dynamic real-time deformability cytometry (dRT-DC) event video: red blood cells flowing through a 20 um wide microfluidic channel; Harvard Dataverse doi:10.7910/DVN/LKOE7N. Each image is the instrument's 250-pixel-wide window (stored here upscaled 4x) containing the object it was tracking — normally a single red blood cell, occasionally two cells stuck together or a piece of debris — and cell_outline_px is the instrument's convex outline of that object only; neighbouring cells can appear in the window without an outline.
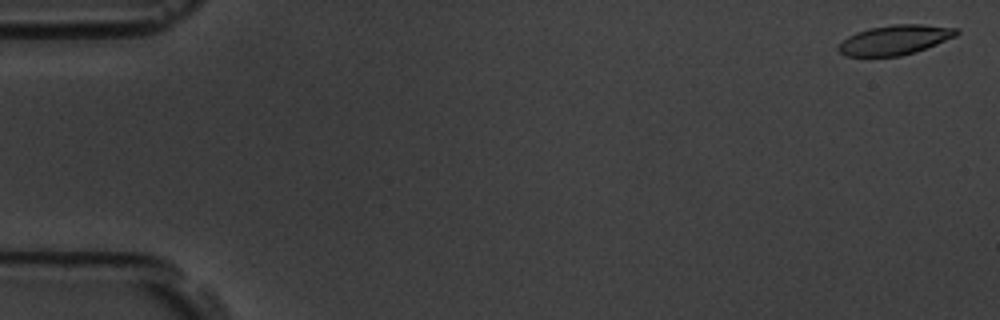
{"species": "common noctule bat (a hibernating species)", "species_latin": "Nyctalus noctula", "temperature_condition": "room temperature", "stored_images_in_passage": 58, "camera_frame_rate_fps": 3000, "um_per_image_px": 0.085, "animal": {"sex": "male", "body_mass_g": 19.5, "forearm_length_mm": 54.6}, "frame": {"image": 1, "passage_image": 2, "time_ms": 0.333, "image_size_px": [1000, 320], "cell_outline_px": [[960, 32], [956, 36], [916, 52], [900, 56], [844, 56], [836, 48], [848, 36], [856, 32], [872, 28], [892, 24], [924, 24], [960, 28]], "centroid_in_image_um": [76.1, 3.38], "position_along_channel_um": 8.9, "area_um2": 20.46}}
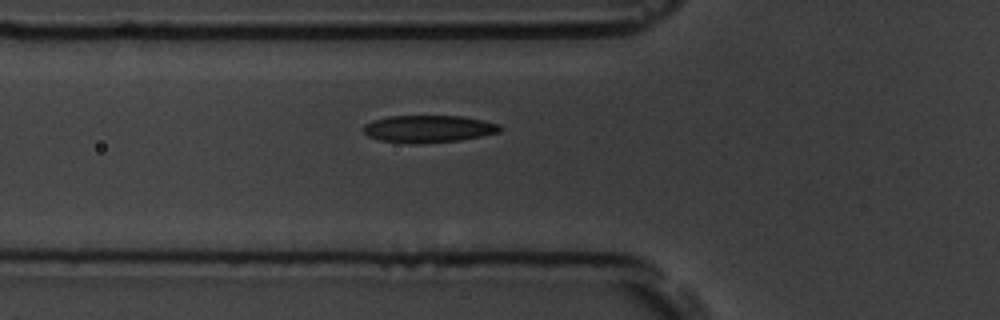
{"frame": {"image": 2, "passage_image": 21, "time_ms": 6.667, "image_size_px": [1000, 320], "cell_outline_px": [[504, 128], [500, 132], [460, 140], [416, 144], [412, 144], [380, 140], [368, 136], [364, 132], [364, 124], [372, 120], [388, 116], [464, 116], [484, 120], [500, 124]], "centroid_in_image_um": [36.44, 10.95], "position_along_channel_um": 89.4, "area_um2": 21.85}}
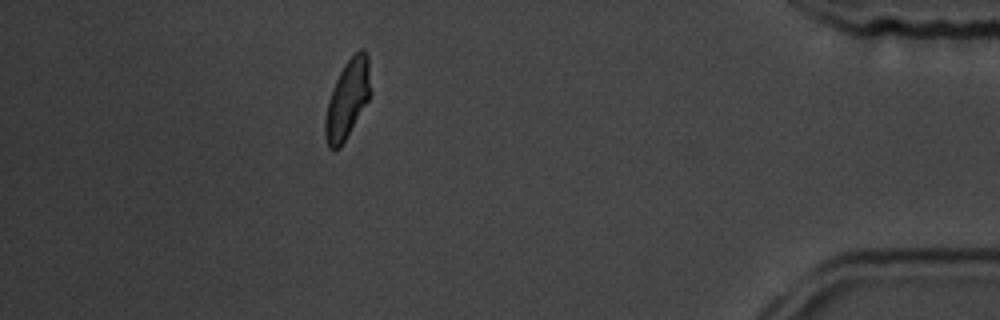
{"frame": {"image": 3, "passage_image": 52, "time_ms": 17.0, "image_size_px": [1000, 320], "cell_outline_px": [[372, 92], [368, 100], [340, 148], [332, 152], [328, 148], [324, 136], [324, 124], [328, 100], [332, 88], [344, 64], [360, 48], [364, 48], [368, 56]], "centroid_in_image_um": [29.53, 8.44], "position_along_channel_um": 405.7, "area_um2": 20.92}, "authors_computed_cell_mechanics": {"area_um2": 21.097, "velocity_mm_per_s": 3.5367, "shape_relaxation_time_tau1_ms": 3.4998, "shape_relaxation_time_tau2_ms": 2.0027, "deformation_change_tau1": 0.1507, "deformation_change_tau2": 0.0871}}